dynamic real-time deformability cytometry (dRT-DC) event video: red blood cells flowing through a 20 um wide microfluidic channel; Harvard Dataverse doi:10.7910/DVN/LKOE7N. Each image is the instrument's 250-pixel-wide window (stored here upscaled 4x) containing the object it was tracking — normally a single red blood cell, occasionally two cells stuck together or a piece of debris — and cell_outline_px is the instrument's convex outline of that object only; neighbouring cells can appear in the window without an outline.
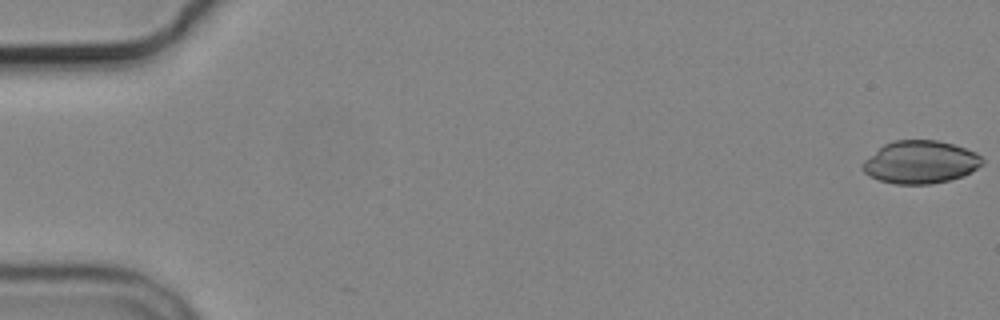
{"species": "common noctule bat (a hibernating species)", "species_latin": "Nyctalus noctula", "temperature_condition": "cold", "stored_images_in_passage": 7, "camera_frame_rate_fps": 3000, "um_per_image_px": 0.085, "animal": {"sex": "male", "body_mass_g": 19.2, "forearm_length_mm": 51.8}, "frame": {"image": 1, "passage_image": 1, "time_ms": 0.0, "image_size_px": [1000, 320], "cell_outline_px": [[984, 164], [964, 176], [932, 184], [896, 184], [880, 180], [864, 172], [864, 160], [884, 144], [896, 140], [936, 140], [952, 144], [976, 152], [984, 160]], "centroid_in_image_um": [78.28, 13.78], "position_along_channel_um": 6.7, "area_um2": 29.59}}